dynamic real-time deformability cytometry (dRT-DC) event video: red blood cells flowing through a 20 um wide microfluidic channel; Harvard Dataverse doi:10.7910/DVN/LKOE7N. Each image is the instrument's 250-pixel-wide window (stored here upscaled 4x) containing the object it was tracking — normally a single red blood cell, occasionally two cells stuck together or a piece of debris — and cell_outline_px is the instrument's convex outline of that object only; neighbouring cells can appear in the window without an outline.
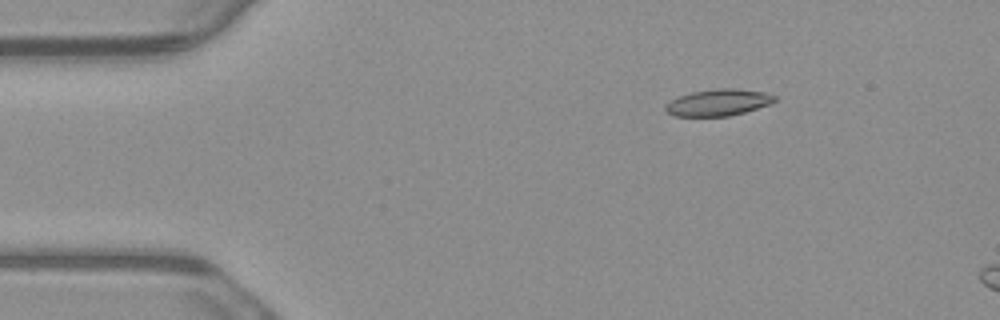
{"species": "common noctule bat (a hibernating species)", "species_latin": "Nyctalus noctula", "temperature_condition": "warm", "stored_images_in_passage": 5, "camera_frame_rate_fps": 3000, "um_per_image_px": 0.085, "animal": {"sex": "male", "body_mass_g": 23.1, "forearm_length_mm": 52.7}, "frame": {"image": 1, "passage_image": 3, "time_ms": 0.667, "image_size_px": [1000, 320], "cell_outline_px": [[776, 100], [768, 104], [744, 112], [728, 116], [676, 116], [668, 112], [664, 108], [664, 104], [676, 96], [692, 92], [716, 88], [736, 88], [764, 92], [776, 96]], "centroid_in_image_um": [61.0, 8.7], "position_along_channel_um": 24.0, "area_um2": 16.94}}